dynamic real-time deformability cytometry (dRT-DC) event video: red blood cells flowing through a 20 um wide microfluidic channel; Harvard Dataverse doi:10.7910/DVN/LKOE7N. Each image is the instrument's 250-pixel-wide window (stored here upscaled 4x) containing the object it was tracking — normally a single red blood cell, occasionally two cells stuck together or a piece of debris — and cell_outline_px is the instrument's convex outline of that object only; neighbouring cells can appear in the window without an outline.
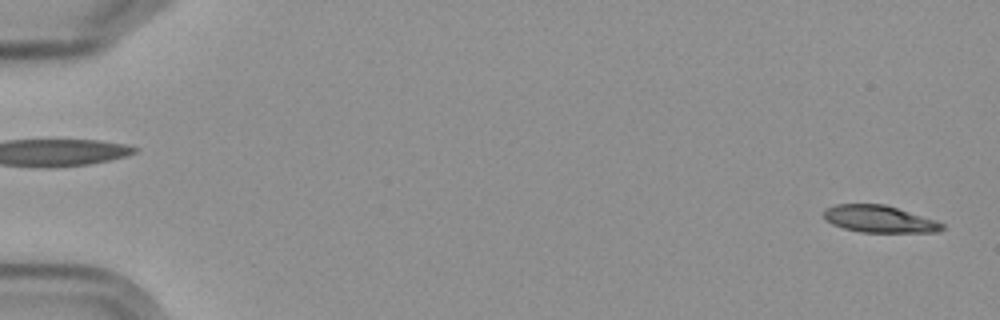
{"species": "Egyptian fruit bat (a non-hibernating species)", "species_latin": "Rousettus aegyptiacus", "temperature_condition": "cold", "stored_images_in_passage": 6, "camera_frame_rate_fps": 3000, "um_per_image_px": 0.085, "frame": {"image": 1, "passage_image": 6, "time_ms": 6.0, "image_size_px": [1000, 320], "cell_outline_px": [[944, 228], [940, 232], [860, 232], [844, 228], [832, 224], [824, 216], [824, 208], [836, 204], [884, 204], [936, 220], [944, 224]], "centroid_in_image_um": [74.75, 18.62], "position_along_channel_um": 10.2, "area_um2": 18.55}}